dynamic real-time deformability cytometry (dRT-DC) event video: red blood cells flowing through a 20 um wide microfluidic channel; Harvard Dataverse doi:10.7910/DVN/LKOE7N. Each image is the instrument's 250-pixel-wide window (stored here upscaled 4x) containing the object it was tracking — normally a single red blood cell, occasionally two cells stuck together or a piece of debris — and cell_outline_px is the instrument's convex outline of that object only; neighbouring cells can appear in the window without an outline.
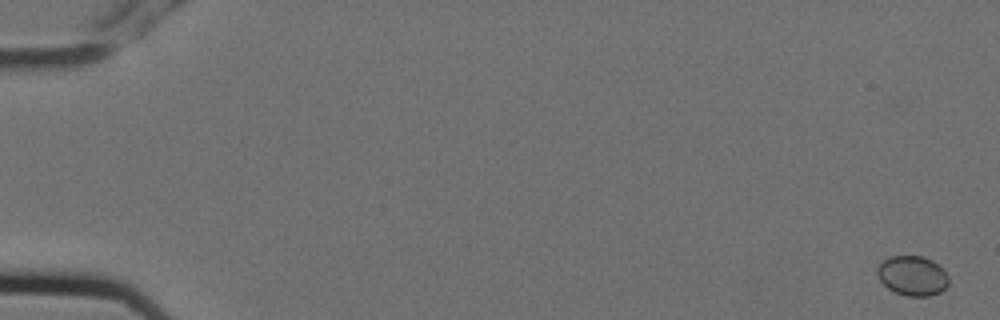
{"species": "Egyptian fruit bat (a non-hibernating species)", "species_latin": "Rousettus aegyptiacus", "temperature_condition": "cold", "stored_images_in_passage": 6, "camera_frame_rate_fps": 3000, "um_per_image_px": 0.085, "animal": {"sex": "female"}, "frame": {"image": 1, "passage_image": 1, "time_ms": 0.0, "image_size_px": [1000, 320], "cell_outline_px": [[948, 284], [940, 292], [928, 296], [908, 296], [896, 292], [888, 288], [880, 280], [876, 272], [876, 268], [884, 260], [892, 256], [920, 256], [932, 260], [948, 276]], "centroid_in_image_um": [77.54, 23.44], "position_along_channel_um": 7.5, "area_um2": 16.24}}
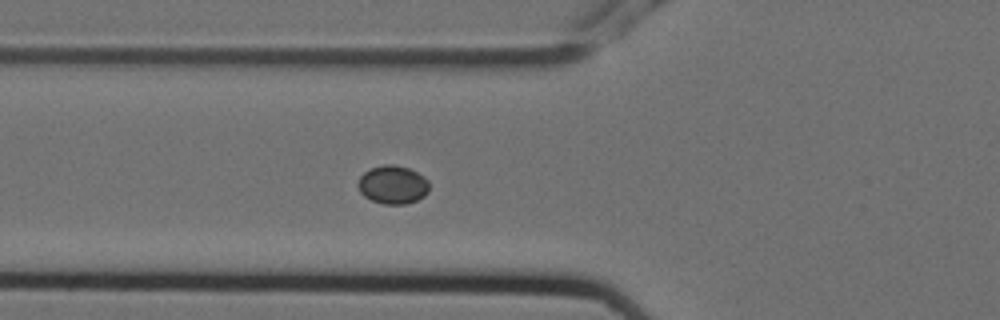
{"frame": {"image": 2, "passage_image": 6, "time_ms": 1.667, "image_size_px": [1000, 320], "cell_outline_px": [[428, 192], [424, 196], [416, 200], [404, 204], [384, 204], [372, 200], [364, 196], [360, 192], [356, 184], [360, 176], [364, 172], [372, 168], [384, 164], [392, 164], [408, 168], [424, 176], [428, 180]], "centroid_in_image_um": [33.37, 15.7], "position_along_channel_um": 92.4, "area_um2": 15.9}}